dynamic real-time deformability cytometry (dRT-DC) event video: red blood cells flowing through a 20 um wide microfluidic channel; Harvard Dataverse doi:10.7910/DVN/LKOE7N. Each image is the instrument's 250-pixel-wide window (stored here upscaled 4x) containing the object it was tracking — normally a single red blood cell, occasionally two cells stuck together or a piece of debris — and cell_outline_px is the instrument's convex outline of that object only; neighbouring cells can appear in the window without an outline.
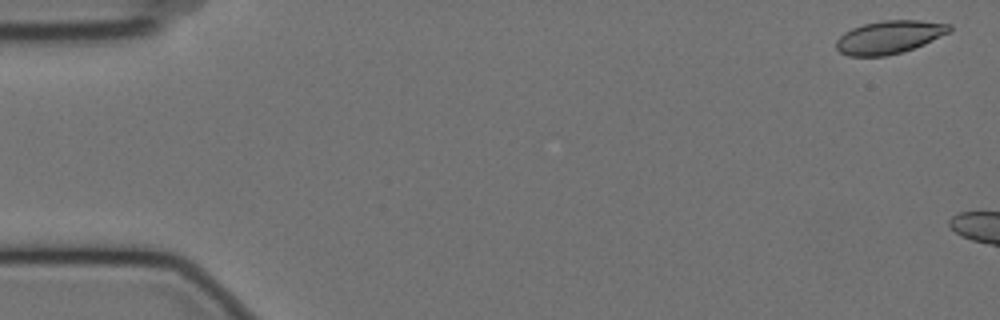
{"species": "Egyptian fruit bat (a non-hibernating species)", "species_latin": "Rousettus aegyptiacus", "temperature_condition": "cold", "stored_images_in_passage": 7, "camera_frame_rate_fps": 3000, "um_per_image_px": 0.085, "animal": {"sex": "female"}, "frame": {"image": 1, "passage_image": 2, "time_ms": 0.333, "image_size_px": [1000, 320], "cell_outline_px": [[952, 28], [948, 32], [924, 44], [900, 52], [884, 56], [848, 56], [840, 52], [836, 48], [836, 40], [844, 32], [852, 28], [864, 24], [884, 20], [920, 20], [952, 24]], "centroid_in_image_um": [75.56, 3.15], "position_along_channel_um": 9.4, "area_um2": 21.62}}